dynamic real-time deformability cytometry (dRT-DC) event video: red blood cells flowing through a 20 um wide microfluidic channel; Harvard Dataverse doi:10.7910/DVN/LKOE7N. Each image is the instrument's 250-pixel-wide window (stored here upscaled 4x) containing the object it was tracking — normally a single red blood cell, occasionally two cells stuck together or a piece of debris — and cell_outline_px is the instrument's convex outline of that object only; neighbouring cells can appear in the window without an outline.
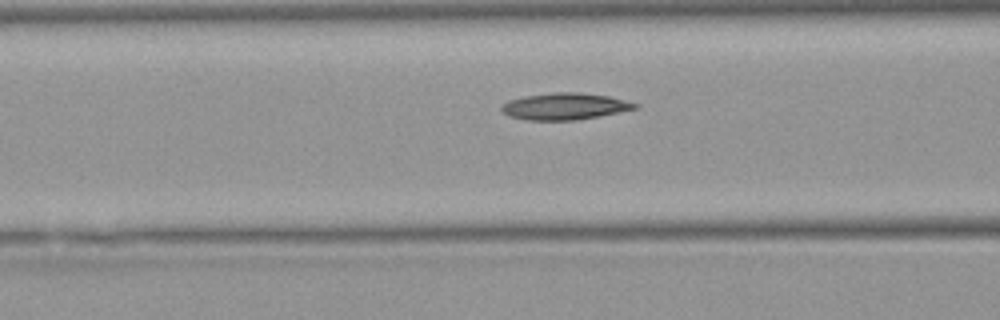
{"species": "Egyptian fruit bat (a non-hibernating species)", "species_latin": "Rousettus aegyptiacus", "temperature_condition": "warm", "stored_images_in_passage": 16, "camera_frame_rate_fps": 3000, "um_per_image_px": 0.085, "animal": {"sex": "female"}, "frame": {"image": 1, "passage_image": 14, "time_ms": 4.333, "image_size_px": [1000, 320], "cell_outline_px": [[640, 108], [600, 116], [576, 120], [528, 120], [508, 116], [500, 108], [508, 100], [524, 96], [552, 92], [584, 92], [608, 96], [640, 104]], "centroid_in_image_um": [48.04, 9.03], "position_along_channel_um": 118.6, "area_um2": 20.92}}